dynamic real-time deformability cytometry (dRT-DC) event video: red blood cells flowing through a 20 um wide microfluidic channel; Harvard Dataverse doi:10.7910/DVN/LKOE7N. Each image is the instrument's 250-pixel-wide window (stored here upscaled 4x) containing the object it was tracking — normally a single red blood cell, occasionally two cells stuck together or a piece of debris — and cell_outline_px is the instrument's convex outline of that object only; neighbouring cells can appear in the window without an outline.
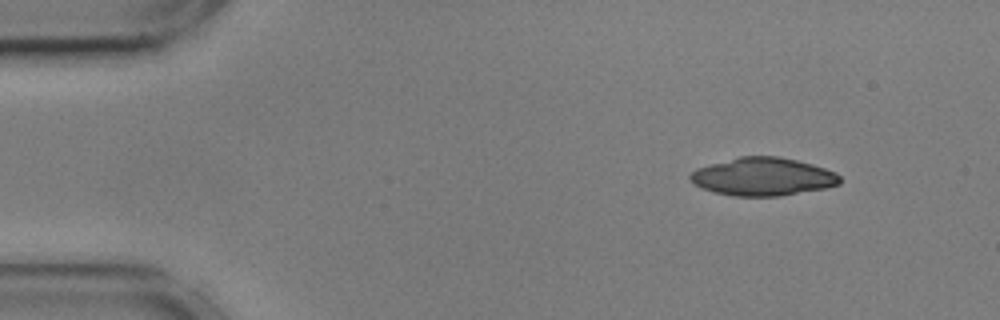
{"species": "common noctule bat (a hibernating species)", "species_latin": "Nyctalus noctula", "temperature_condition": "cold", "stored_images_in_passage": 43, "camera_frame_rate_fps": 3000, "um_per_image_px": 0.085, "animal": {"sex": "male", "body_mass_g": 17.9, "forearm_length_mm": 54.2}, "frame": {"image": 1, "passage_image": 1, "time_ms": 0.0, "image_size_px": [1000, 320], "cell_outline_px": [[840, 184], [824, 188], [780, 196], [732, 196], [712, 192], [700, 188], [688, 176], [696, 168], [740, 156], [780, 156], [812, 164], [836, 172], [840, 176]], "centroid_in_image_um": [64.84, 15.02], "position_along_channel_um": 20.2, "area_um2": 33.12}}